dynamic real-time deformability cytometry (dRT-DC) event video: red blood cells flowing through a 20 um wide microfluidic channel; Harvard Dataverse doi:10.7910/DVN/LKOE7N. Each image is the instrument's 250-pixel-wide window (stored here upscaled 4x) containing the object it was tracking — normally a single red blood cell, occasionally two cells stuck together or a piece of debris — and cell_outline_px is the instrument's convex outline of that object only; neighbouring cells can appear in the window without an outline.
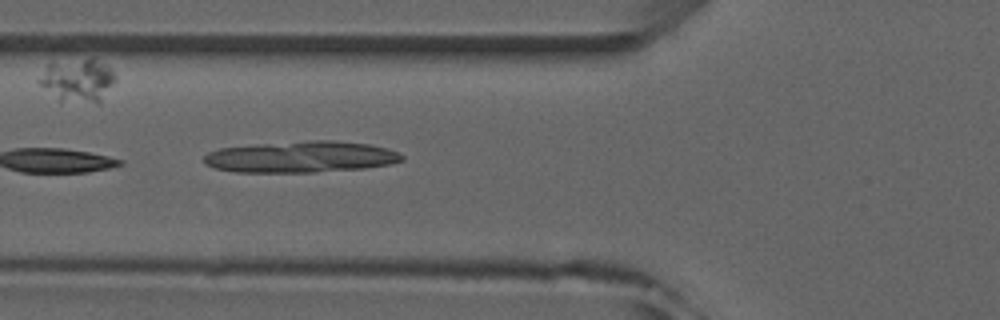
{"species": "common noctule bat (a hibernating species)", "species_latin": "Nyctalus noctula", "temperature_condition": "room temperature", "stored_images_in_passage": 3, "camera_frame_rate_fps": 3000, "um_per_image_px": 0.085, "animal": {"sex": "male", "forearm_length_mm": 52.5}, "frame": {"image": 1, "passage_image": 3, "time_ms": 2.333, "image_size_px": [1000, 320], "cell_outline_px": [[404, 160], [388, 164], [364, 168], [312, 172], [236, 172], [212, 168], [204, 164], [204, 156], [208, 152], [220, 148], [260, 144], [308, 140], [332, 140], [368, 144], [388, 148], [400, 152], [404, 156]], "centroid_in_image_um": [25.58, 13.33], "position_along_channel_um": 100.2, "area_um2": 36.24}}